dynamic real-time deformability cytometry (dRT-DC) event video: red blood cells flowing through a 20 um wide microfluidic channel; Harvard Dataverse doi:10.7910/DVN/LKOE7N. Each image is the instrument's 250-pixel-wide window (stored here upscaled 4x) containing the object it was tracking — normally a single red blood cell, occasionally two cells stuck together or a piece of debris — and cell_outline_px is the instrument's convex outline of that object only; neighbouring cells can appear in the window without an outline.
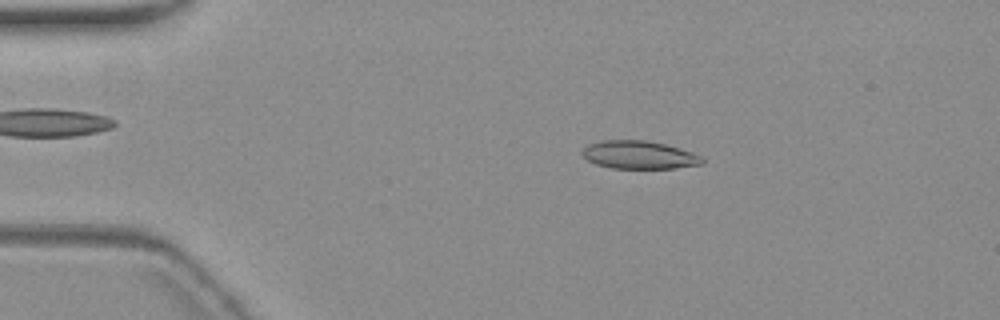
{"species": "common noctule bat (a hibernating species)", "species_latin": "Nyctalus noctula", "temperature_condition": "warm", "stored_images_in_passage": 6, "camera_frame_rate_fps": 3000, "um_per_image_px": 0.085, "animal": {"sex": "female", "body_mass_g": 19.3, "forearm_length_mm": 54.1}, "frame": {"image": 1, "passage_image": 2, "time_ms": 2.0, "image_size_px": [1000, 320], "cell_outline_px": [[704, 164], [676, 168], [612, 168], [596, 164], [588, 160], [580, 152], [584, 144], [600, 140], [644, 140], [664, 144], [680, 148], [704, 156]], "centroid_in_image_um": [54.31, 13.16], "position_along_channel_um": 30.7, "area_um2": 19.88}}
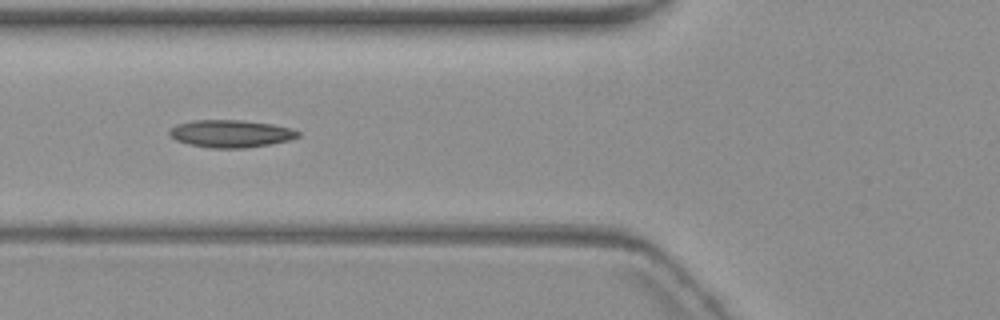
{"frame": {"image": 2, "passage_image": 5, "time_ms": 5.667, "image_size_px": [1000, 320], "cell_outline_px": [[300, 136], [288, 140], [268, 144], [244, 148], [208, 148], [188, 144], [176, 140], [168, 136], [168, 132], [176, 124], [192, 120], [240, 120], [272, 124], [292, 128], [300, 132]], "centroid_in_image_um": [19.58, 11.36], "position_along_channel_um": 106.2, "area_um2": 20.63}}
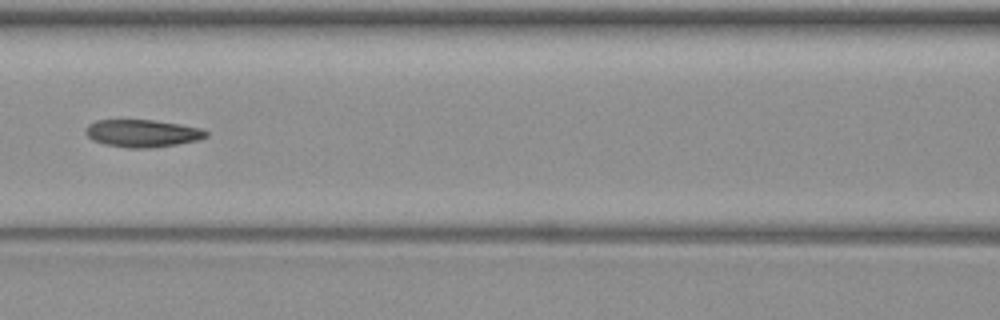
{"frame": {"image": 3, "passage_image": 6, "time_ms": 7.0, "image_size_px": [1000, 320], "cell_outline_px": [[208, 136], [200, 140], [176, 144], [148, 148], [128, 148], [104, 144], [92, 140], [84, 132], [84, 128], [88, 124], [96, 120], [152, 120], [180, 124], [200, 128], [208, 132]], "centroid_in_image_um": [12.08, 11.33], "position_along_channel_um": 154.5, "area_um2": 19.36}}